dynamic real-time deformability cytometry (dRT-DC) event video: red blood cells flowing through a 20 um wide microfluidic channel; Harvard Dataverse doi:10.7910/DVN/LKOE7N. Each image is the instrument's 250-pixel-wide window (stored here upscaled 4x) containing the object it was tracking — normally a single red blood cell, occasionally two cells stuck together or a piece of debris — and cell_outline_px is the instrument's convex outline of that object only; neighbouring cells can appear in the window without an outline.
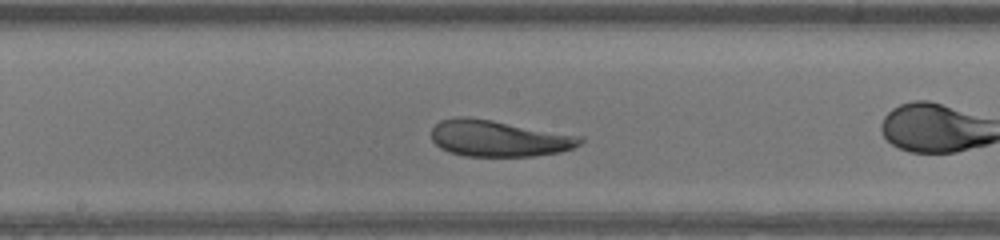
{"species": "human", "species_latin": "Homo sapiens", "temperature_condition": "warm", "stored_images_in_passage": 29, "camera_frame_rate_fps": 3000, "um_per_image_px": 0.085, "donor": {"sex": "male"}, "frame": {"image": 1, "passage_image": 13, "time_ms": 4.0, "image_size_px": [1000, 240], "cell_outline_px": [[584, 140], [580, 144], [572, 148], [560, 152], [532, 156], [464, 156], [448, 152], [440, 148], [432, 140], [432, 128], [440, 120], [456, 116], [468, 116], [492, 120], [584, 136]], "centroid_in_image_um": [42.39, 11.75], "position_along_channel_um": 205.8, "area_um2": 31.73}}
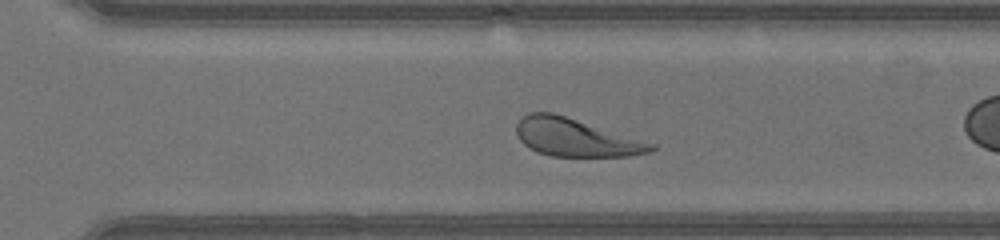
{"frame": {"image": 2, "passage_image": 21, "time_ms": 6.667, "image_size_px": [1000, 240], "cell_outline_px": [[656, 148], [648, 152], [628, 156], [552, 156], [536, 152], [524, 144], [520, 140], [516, 132], [516, 124], [528, 112], [552, 112], [656, 144]], "centroid_in_image_um": [48.9, 11.69], "position_along_channel_um": 321.7, "area_um2": 29.42}, "authors_computed_cell_mechanics": {"area_um2": 32.1368, "velocity_mm_per_s": 4.3555, "shape_relaxation_time_tau1_ms": 3.5937, "shape_relaxation_time_tau2_ms": 1.7838, "deformation_change_tau1": 0.1748, "deformation_change_tau2": 0.1144}}